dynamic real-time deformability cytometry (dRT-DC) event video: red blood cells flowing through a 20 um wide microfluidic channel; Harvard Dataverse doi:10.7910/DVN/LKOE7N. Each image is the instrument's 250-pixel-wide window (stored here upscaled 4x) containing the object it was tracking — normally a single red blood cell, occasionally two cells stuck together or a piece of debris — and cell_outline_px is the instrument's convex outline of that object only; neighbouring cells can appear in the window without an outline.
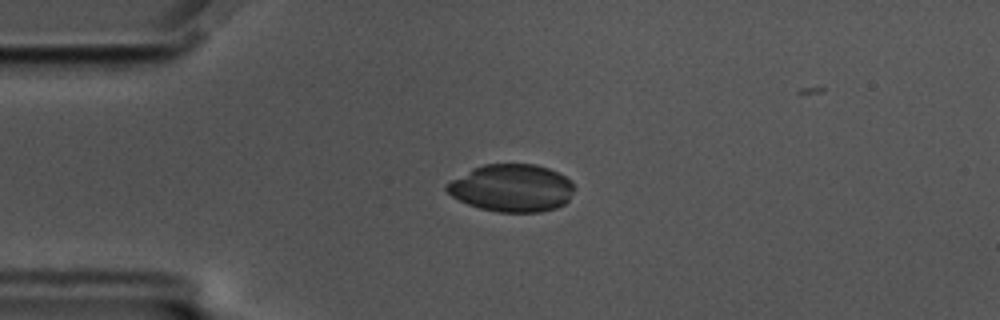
{"species": "common noctule bat (a hibernating species)", "species_latin": "Nyctalus noctula", "temperature_condition": "cold", "stored_images_in_passage": 51, "camera_frame_rate_fps": 3000, "um_per_image_px": 0.085, "animal": {"sex": "male", "body_mass_g": 17.5, "forearm_length_mm": 52.3}, "frame": {"image": 1, "passage_image": 6, "time_ms": 1.667, "image_size_px": [1000, 320], "cell_outline_px": [[576, 188], [568, 200], [564, 204], [556, 208], [540, 212], [496, 212], [480, 208], [468, 204], [452, 196], [444, 188], [444, 184], [472, 168], [484, 164], [536, 164], [548, 168], [564, 176]], "centroid_in_image_um": [43.48, 15.98], "position_along_channel_um": 41.5, "area_um2": 35.32}}
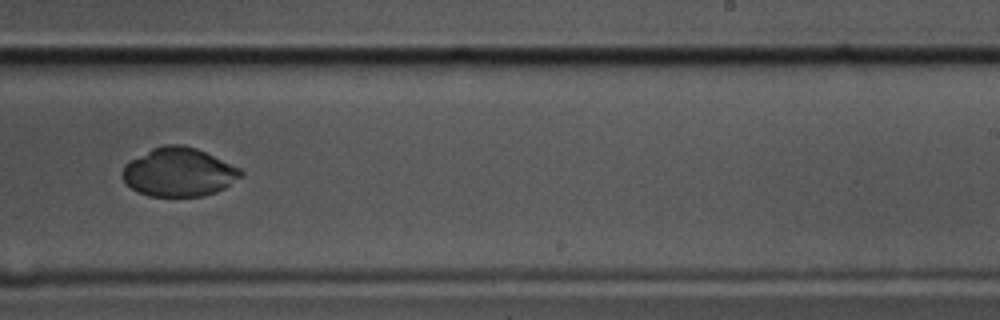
{"frame": {"image": 2, "passage_image": 28, "time_ms": 9.0, "image_size_px": [1000, 320], "cell_outline_px": [[244, 176], [224, 188], [216, 192], [204, 196], [148, 196], [136, 192], [124, 180], [120, 172], [124, 164], [128, 160], [152, 148], [164, 144], [180, 144], [196, 148], [240, 168], [244, 172]], "centroid_in_image_um": [15.18, 14.63], "position_along_channel_um": 273.8, "area_um2": 33.87}}
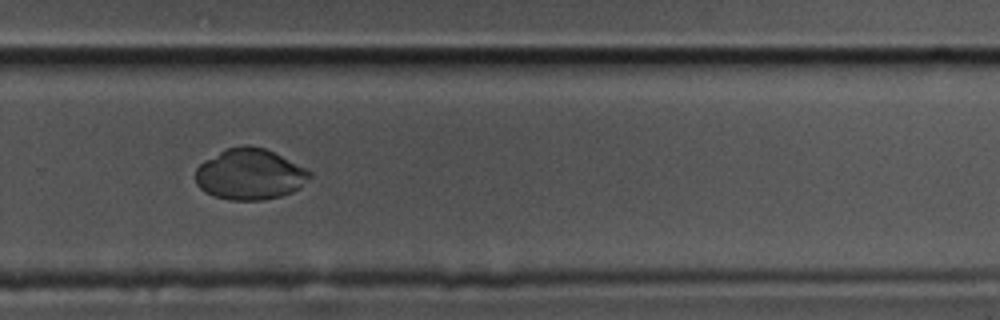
{"frame": {"image": 3, "passage_image": 31, "time_ms": 10.0, "image_size_px": [1000, 320], "cell_outline_px": [[312, 176], [300, 188], [292, 192], [280, 196], [264, 200], [228, 200], [212, 196], [204, 192], [196, 184], [196, 168], [204, 160], [224, 148], [244, 144], [264, 148], [308, 168], [312, 172]], "centroid_in_image_um": [21.23, 14.81], "position_along_channel_um": 308.6, "area_um2": 34.39}}